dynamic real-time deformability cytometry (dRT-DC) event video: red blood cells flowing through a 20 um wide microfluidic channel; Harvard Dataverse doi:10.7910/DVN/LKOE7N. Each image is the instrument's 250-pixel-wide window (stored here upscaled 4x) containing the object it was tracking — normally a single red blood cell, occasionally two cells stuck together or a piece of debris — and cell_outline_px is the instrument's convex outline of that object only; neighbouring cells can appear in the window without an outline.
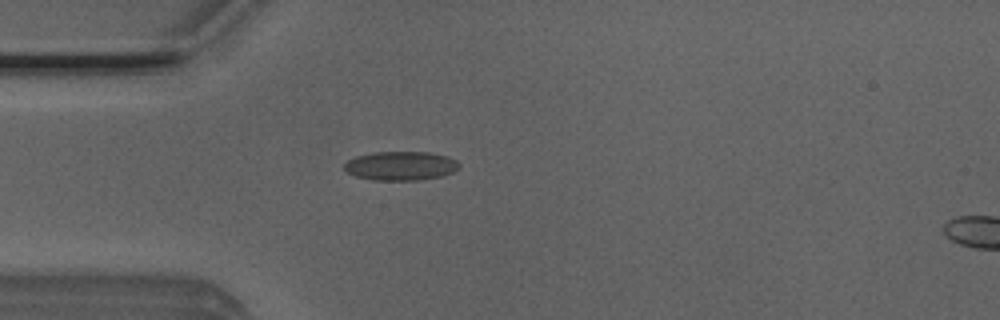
{"species": "Egyptian fruit bat (a non-hibernating species)", "species_latin": "Rousettus aegyptiacus", "temperature_condition": "room temperature", "stored_images_in_passage": 5, "camera_frame_rate_fps": 3000, "um_per_image_px": 0.085, "animal": {"sex": "male"}, "frame": {"image": 1, "passage_image": 4, "time_ms": 1.0, "image_size_px": [1000, 320], "cell_outline_px": [[460, 164], [452, 172], [440, 176], [420, 180], [372, 180], [356, 176], [348, 172], [344, 168], [344, 164], [348, 160], [356, 156], [372, 152], [428, 152], [448, 156], [456, 160]], "centroid_in_image_um": [34.04, 14.09], "position_along_channel_um": 51.0, "area_um2": 19.31}}